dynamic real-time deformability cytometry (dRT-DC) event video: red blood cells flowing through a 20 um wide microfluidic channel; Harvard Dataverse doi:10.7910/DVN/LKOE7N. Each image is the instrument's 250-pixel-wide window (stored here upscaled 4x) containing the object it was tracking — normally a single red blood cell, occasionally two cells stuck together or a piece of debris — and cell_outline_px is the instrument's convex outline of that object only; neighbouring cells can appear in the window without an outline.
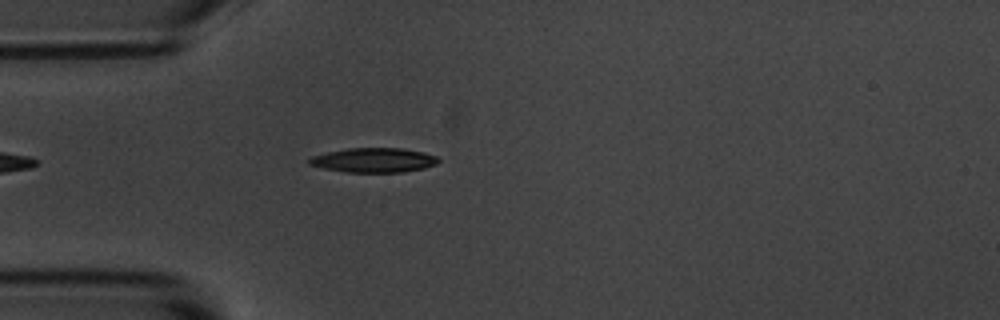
{"species": "common noctule bat (a hibernating species)", "species_latin": "Nyctalus noctula", "temperature_condition": "room temperature", "stored_images_in_passage": 2, "camera_frame_rate_fps": 3000, "um_per_image_px": 0.085, "animal": {"sex": "male", "body_mass_g": 20.1, "forearm_length_mm": 53.5}, "frame": {"image": 1, "passage_image": 2, "time_ms": 1.333, "image_size_px": [1000, 320], "cell_outline_px": [[440, 160], [436, 164], [424, 168], [404, 172], [344, 172], [324, 168], [308, 164], [308, 160], [312, 156], [328, 152], [348, 148], [400, 148], [424, 152], [436, 156]], "centroid_in_image_um": [31.78, 13.61], "position_along_channel_um": 53.2, "area_um2": 18.38}}